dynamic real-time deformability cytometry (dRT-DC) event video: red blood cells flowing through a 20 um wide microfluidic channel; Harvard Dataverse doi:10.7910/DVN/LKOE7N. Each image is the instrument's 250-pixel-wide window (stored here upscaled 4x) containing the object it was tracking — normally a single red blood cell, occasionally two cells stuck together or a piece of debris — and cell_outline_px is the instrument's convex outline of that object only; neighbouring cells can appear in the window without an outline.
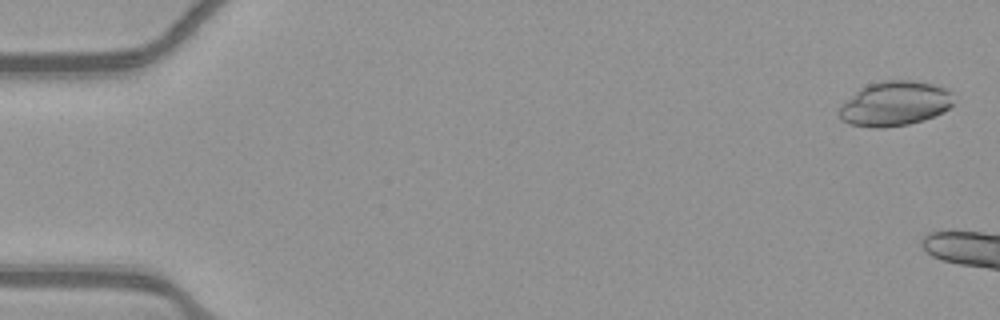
{"species": "common noctule bat (a hibernating species)", "species_latin": "Nyctalus noctula", "temperature_condition": "warm", "stored_images_in_passage": 10, "camera_frame_rate_fps": 3000, "um_per_image_px": 0.085, "animal": {"sex": "female", "body_mass_g": 21.9}, "frame": {"image": 1, "passage_image": 2, "time_ms": 0.333, "image_size_px": [1000, 320], "cell_outline_px": [[952, 104], [944, 112], [924, 120], [908, 124], [884, 128], [872, 128], [848, 124], [840, 120], [840, 108], [860, 88], [868, 84], [884, 80], [912, 80], [932, 84], [948, 88], [952, 92]], "centroid_in_image_um": [76.08, 8.82], "position_along_channel_um": 8.9, "area_um2": 29.77}}